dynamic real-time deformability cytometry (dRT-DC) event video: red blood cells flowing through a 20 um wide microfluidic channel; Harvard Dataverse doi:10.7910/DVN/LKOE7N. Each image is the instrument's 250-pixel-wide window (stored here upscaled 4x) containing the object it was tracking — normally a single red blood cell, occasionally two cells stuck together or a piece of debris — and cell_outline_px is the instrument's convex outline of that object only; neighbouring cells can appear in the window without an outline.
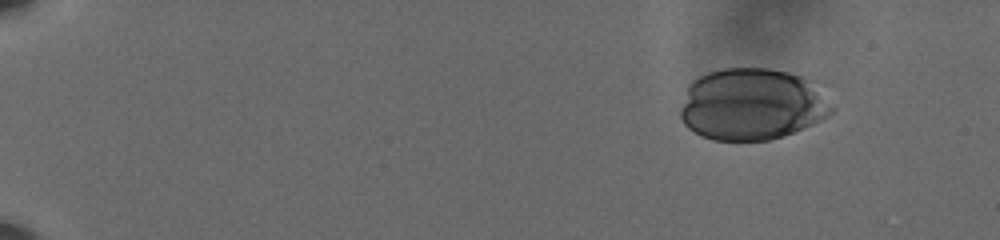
{"species": "human", "species_latin": "Homo sapiens", "temperature_condition": "cold", "stored_images_in_passage": 54, "camera_frame_rate_fps": 3000, "um_per_image_px": 0.085, "donor": {"sex": "male"}, "frame": {"image": 1, "passage_image": 8, "time_ms": 2.333, "image_size_px": [1000, 240], "cell_outline_px": [[836, 108], [828, 116], [812, 124], [784, 136], [768, 140], [712, 140], [688, 128], [684, 124], [680, 116], [680, 108], [688, 84], [692, 80], [708, 72], [724, 68], [768, 68], [788, 72], [812, 80]], "centroid_in_image_um": [63.92, 8.85], "position_along_channel_um": 21.1, "area_um2": 63.58}}
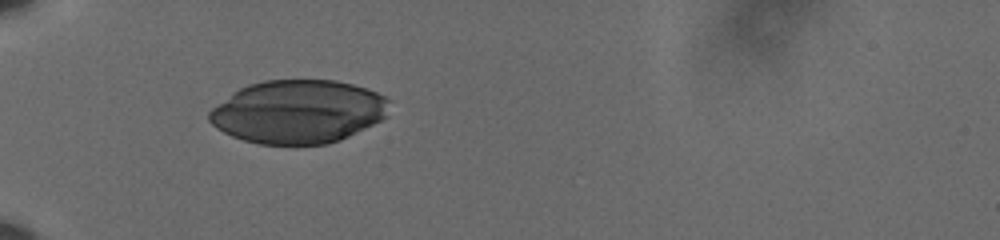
{"frame": {"image": 2, "passage_image": 22, "time_ms": 7.0, "image_size_px": [1000, 240], "cell_outline_px": [[392, 100], [388, 116], [340, 140], [328, 144], [260, 144], [244, 140], [232, 136], [224, 132], [212, 124], [208, 120], [208, 112], [212, 108], [232, 92], [248, 84], [264, 80], [336, 80], [368, 88]], "centroid_in_image_um": [25.36, 9.48], "position_along_channel_um": 59.6, "area_um2": 66.7}}